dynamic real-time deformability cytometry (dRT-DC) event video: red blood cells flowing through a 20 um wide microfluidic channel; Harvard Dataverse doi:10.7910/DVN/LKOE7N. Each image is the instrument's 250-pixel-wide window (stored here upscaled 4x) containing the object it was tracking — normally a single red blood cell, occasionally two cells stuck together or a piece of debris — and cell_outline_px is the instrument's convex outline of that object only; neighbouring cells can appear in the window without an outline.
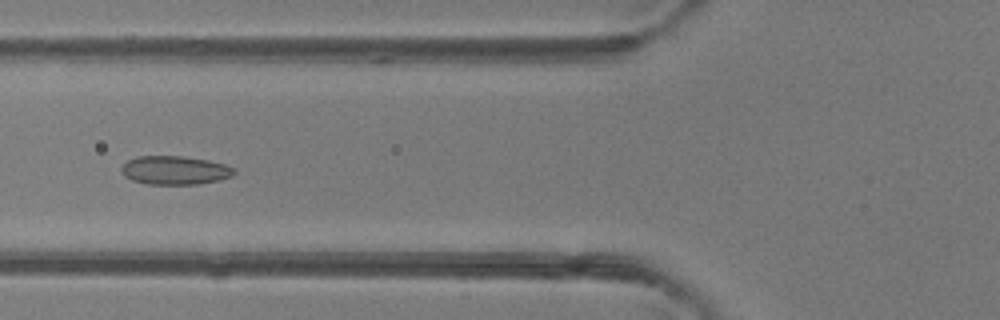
{"species": "common noctule bat (a hibernating species)", "species_latin": "Nyctalus noctula", "temperature_condition": "room temperature", "stored_images_in_passage": 49, "camera_frame_rate_fps": 3000, "um_per_image_px": 0.085, "animal": {"sex": "female"}, "frame": {"image": 1, "passage_image": 19, "time_ms": 6.0, "image_size_px": [1000, 320], "cell_outline_px": [[236, 172], [232, 176], [220, 180], [196, 184], [148, 184], [132, 180], [124, 176], [120, 172], [120, 168], [128, 160], [136, 156], [184, 156], [208, 160], [224, 164], [236, 168]], "centroid_in_image_um": [14.86, 14.47], "position_along_channel_um": 110.9, "area_um2": 18.96}}
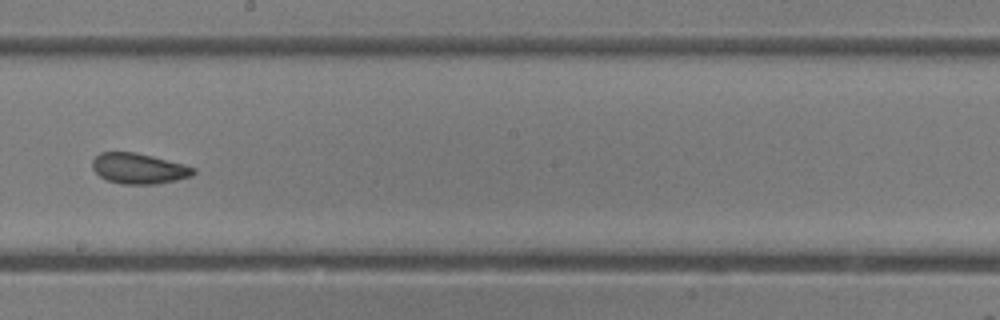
{"frame": {"image": 2, "passage_image": 28, "time_ms": 9.0, "image_size_px": [1000, 320], "cell_outline_px": [[196, 172], [192, 176], [176, 180], [156, 184], [120, 184], [108, 180], [100, 176], [92, 168], [92, 160], [100, 152], [136, 152], [184, 164], [196, 168]], "centroid_in_image_um": [11.81, 14.32], "position_along_channel_um": 236.4, "area_um2": 18.03}}
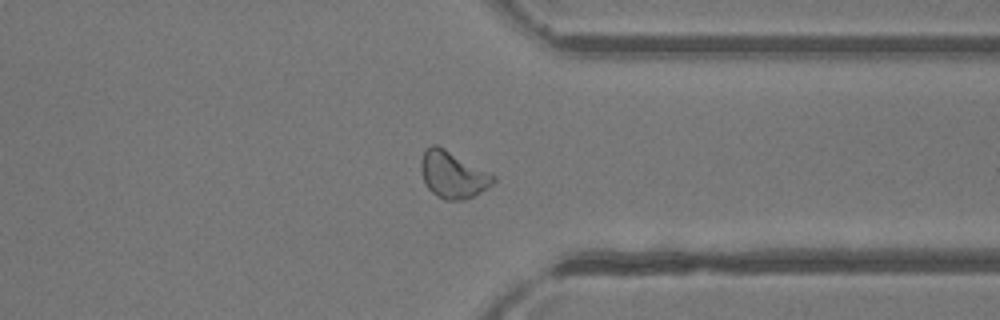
{"frame": {"image": 3, "passage_image": 38, "time_ms": 12.333, "image_size_px": [1000, 320], "cell_outline_px": [[496, 180], [488, 188], [464, 200], [444, 200], [436, 196], [424, 184], [420, 168], [420, 160], [424, 152], [432, 144], [436, 144], [444, 148], [496, 176]], "centroid_in_image_um": [38.47, 14.86], "position_along_channel_um": 372.9, "area_um2": 19.65}, "authors_computed_cell_mechanics": {"area_um2": 19.7098, "velocity_mm_per_s": 4.176, "shape_relaxation_time_tau1_ms": 5.3755, "shape_relaxation_time_tau2_ms": 2.6734, "deformation_change_tau1": 0.1175, "deformation_change_tau2": 0.0776}}